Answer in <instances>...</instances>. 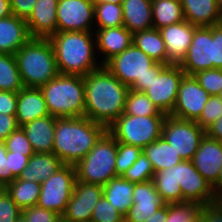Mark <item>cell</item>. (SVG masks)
<instances>
[{
  "mask_svg": "<svg viewBox=\"0 0 222 222\" xmlns=\"http://www.w3.org/2000/svg\"><path fill=\"white\" fill-rule=\"evenodd\" d=\"M23 87L15 56L0 53V90L19 92Z\"/></svg>",
  "mask_w": 222,
  "mask_h": 222,
  "instance_id": "34",
  "label": "cell"
},
{
  "mask_svg": "<svg viewBox=\"0 0 222 222\" xmlns=\"http://www.w3.org/2000/svg\"><path fill=\"white\" fill-rule=\"evenodd\" d=\"M106 130L104 125L85 116L57 118L53 153L64 164L76 165Z\"/></svg>",
  "mask_w": 222,
  "mask_h": 222,
  "instance_id": "3",
  "label": "cell"
},
{
  "mask_svg": "<svg viewBox=\"0 0 222 222\" xmlns=\"http://www.w3.org/2000/svg\"><path fill=\"white\" fill-rule=\"evenodd\" d=\"M59 222H67V221H65V220H63V219L61 218Z\"/></svg>",
  "mask_w": 222,
  "mask_h": 222,
  "instance_id": "63",
  "label": "cell"
},
{
  "mask_svg": "<svg viewBox=\"0 0 222 222\" xmlns=\"http://www.w3.org/2000/svg\"><path fill=\"white\" fill-rule=\"evenodd\" d=\"M12 15L10 0H0V19Z\"/></svg>",
  "mask_w": 222,
  "mask_h": 222,
  "instance_id": "55",
  "label": "cell"
},
{
  "mask_svg": "<svg viewBox=\"0 0 222 222\" xmlns=\"http://www.w3.org/2000/svg\"><path fill=\"white\" fill-rule=\"evenodd\" d=\"M221 114L222 100L218 96H210L196 122L206 130L211 124L217 121Z\"/></svg>",
  "mask_w": 222,
  "mask_h": 222,
  "instance_id": "43",
  "label": "cell"
},
{
  "mask_svg": "<svg viewBox=\"0 0 222 222\" xmlns=\"http://www.w3.org/2000/svg\"><path fill=\"white\" fill-rule=\"evenodd\" d=\"M64 163L53 153H34L28 166L22 170L19 179L42 184L53 175Z\"/></svg>",
  "mask_w": 222,
  "mask_h": 222,
  "instance_id": "27",
  "label": "cell"
},
{
  "mask_svg": "<svg viewBox=\"0 0 222 222\" xmlns=\"http://www.w3.org/2000/svg\"><path fill=\"white\" fill-rule=\"evenodd\" d=\"M22 215L28 222H59L62 218L58 213L43 209L38 205L23 209Z\"/></svg>",
  "mask_w": 222,
  "mask_h": 222,
  "instance_id": "45",
  "label": "cell"
},
{
  "mask_svg": "<svg viewBox=\"0 0 222 222\" xmlns=\"http://www.w3.org/2000/svg\"><path fill=\"white\" fill-rule=\"evenodd\" d=\"M102 196V185L76 180L62 219L67 222H91L92 212Z\"/></svg>",
  "mask_w": 222,
  "mask_h": 222,
  "instance_id": "16",
  "label": "cell"
},
{
  "mask_svg": "<svg viewBox=\"0 0 222 222\" xmlns=\"http://www.w3.org/2000/svg\"><path fill=\"white\" fill-rule=\"evenodd\" d=\"M76 180L75 166L64 164L41 184L37 205L62 216L73 194Z\"/></svg>",
  "mask_w": 222,
  "mask_h": 222,
  "instance_id": "9",
  "label": "cell"
},
{
  "mask_svg": "<svg viewBox=\"0 0 222 222\" xmlns=\"http://www.w3.org/2000/svg\"><path fill=\"white\" fill-rule=\"evenodd\" d=\"M17 222H28L27 219L21 214V216L17 219Z\"/></svg>",
  "mask_w": 222,
  "mask_h": 222,
  "instance_id": "59",
  "label": "cell"
},
{
  "mask_svg": "<svg viewBox=\"0 0 222 222\" xmlns=\"http://www.w3.org/2000/svg\"><path fill=\"white\" fill-rule=\"evenodd\" d=\"M153 28L161 29L185 20L180 2L173 0H152Z\"/></svg>",
  "mask_w": 222,
  "mask_h": 222,
  "instance_id": "32",
  "label": "cell"
},
{
  "mask_svg": "<svg viewBox=\"0 0 222 222\" xmlns=\"http://www.w3.org/2000/svg\"><path fill=\"white\" fill-rule=\"evenodd\" d=\"M124 114L134 116L166 115L161 112L144 92L129 89Z\"/></svg>",
  "mask_w": 222,
  "mask_h": 222,
  "instance_id": "36",
  "label": "cell"
},
{
  "mask_svg": "<svg viewBox=\"0 0 222 222\" xmlns=\"http://www.w3.org/2000/svg\"><path fill=\"white\" fill-rule=\"evenodd\" d=\"M193 76L210 96H217L222 89V69H207Z\"/></svg>",
  "mask_w": 222,
  "mask_h": 222,
  "instance_id": "40",
  "label": "cell"
},
{
  "mask_svg": "<svg viewBox=\"0 0 222 222\" xmlns=\"http://www.w3.org/2000/svg\"><path fill=\"white\" fill-rule=\"evenodd\" d=\"M206 135L212 139L222 141V114L216 122L206 129Z\"/></svg>",
  "mask_w": 222,
  "mask_h": 222,
  "instance_id": "53",
  "label": "cell"
},
{
  "mask_svg": "<svg viewBox=\"0 0 222 222\" xmlns=\"http://www.w3.org/2000/svg\"><path fill=\"white\" fill-rule=\"evenodd\" d=\"M217 96L222 100V89H221V91L218 93Z\"/></svg>",
  "mask_w": 222,
  "mask_h": 222,
  "instance_id": "60",
  "label": "cell"
},
{
  "mask_svg": "<svg viewBox=\"0 0 222 222\" xmlns=\"http://www.w3.org/2000/svg\"><path fill=\"white\" fill-rule=\"evenodd\" d=\"M57 118L58 117L48 115L21 126L35 153L53 152Z\"/></svg>",
  "mask_w": 222,
  "mask_h": 222,
  "instance_id": "25",
  "label": "cell"
},
{
  "mask_svg": "<svg viewBox=\"0 0 222 222\" xmlns=\"http://www.w3.org/2000/svg\"><path fill=\"white\" fill-rule=\"evenodd\" d=\"M217 201L222 205V196L217 198Z\"/></svg>",
  "mask_w": 222,
  "mask_h": 222,
  "instance_id": "61",
  "label": "cell"
},
{
  "mask_svg": "<svg viewBox=\"0 0 222 222\" xmlns=\"http://www.w3.org/2000/svg\"><path fill=\"white\" fill-rule=\"evenodd\" d=\"M4 144L6 150L26 156H32L35 151L33 150L30 141L27 139L25 132L21 127L13 131L5 140Z\"/></svg>",
  "mask_w": 222,
  "mask_h": 222,
  "instance_id": "42",
  "label": "cell"
},
{
  "mask_svg": "<svg viewBox=\"0 0 222 222\" xmlns=\"http://www.w3.org/2000/svg\"><path fill=\"white\" fill-rule=\"evenodd\" d=\"M14 179L11 169H9V151L6 150L4 142H0V187L4 188Z\"/></svg>",
  "mask_w": 222,
  "mask_h": 222,
  "instance_id": "46",
  "label": "cell"
},
{
  "mask_svg": "<svg viewBox=\"0 0 222 222\" xmlns=\"http://www.w3.org/2000/svg\"><path fill=\"white\" fill-rule=\"evenodd\" d=\"M31 156L9 152V169L12 175L18 178L23 169L28 166V161Z\"/></svg>",
  "mask_w": 222,
  "mask_h": 222,
  "instance_id": "51",
  "label": "cell"
},
{
  "mask_svg": "<svg viewBox=\"0 0 222 222\" xmlns=\"http://www.w3.org/2000/svg\"><path fill=\"white\" fill-rule=\"evenodd\" d=\"M167 220V204L158 209L145 222H166Z\"/></svg>",
  "mask_w": 222,
  "mask_h": 222,
  "instance_id": "54",
  "label": "cell"
},
{
  "mask_svg": "<svg viewBox=\"0 0 222 222\" xmlns=\"http://www.w3.org/2000/svg\"><path fill=\"white\" fill-rule=\"evenodd\" d=\"M94 4L92 0H59L57 32H94Z\"/></svg>",
  "mask_w": 222,
  "mask_h": 222,
  "instance_id": "12",
  "label": "cell"
},
{
  "mask_svg": "<svg viewBox=\"0 0 222 222\" xmlns=\"http://www.w3.org/2000/svg\"><path fill=\"white\" fill-rule=\"evenodd\" d=\"M129 87L104 65L84 76V116L108 128L124 113Z\"/></svg>",
  "mask_w": 222,
  "mask_h": 222,
  "instance_id": "1",
  "label": "cell"
},
{
  "mask_svg": "<svg viewBox=\"0 0 222 222\" xmlns=\"http://www.w3.org/2000/svg\"><path fill=\"white\" fill-rule=\"evenodd\" d=\"M133 44L155 62L169 65L166 46L158 29L150 28L134 33Z\"/></svg>",
  "mask_w": 222,
  "mask_h": 222,
  "instance_id": "29",
  "label": "cell"
},
{
  "mask_svg": "<svg viewBox=\"0 0 222 222\" xmlns=\"http://www.w3.org/2000/svg\"><path fill=\"white\" fill-rule=\"evenodd\" d=\"M213 68L222 69V22L213 25Z\"/></svg>",
  "mask_w": 222,
  "mask_h": 222,
  "instance_id": "47",
  "label": "cell"
},
{
  "mask_svg": "<svg viewBox=\"0 0 222 222\" xmlns=\"http://www.w3.org/2000/svg\"><path fill=\"white\" fill-rule=\"evenodd\" d=\"M18 92L0 90V113L16 115Z\"/></svg>",
  "mask_w": 222,
  "mask_h": 222,
  "instance_id": "48",
  "label": "cell"
},
{
  "mask_svg": "<svg viewBox=\"0 0 222 222\" xmlns=\"http://www.w3.org/2000/svg\"><path fill=\"white\" fill-rule=\"evenodd\" d=\"M94 3L110 2L114 4H122L123 0H92Z\"/></svg>",
  "mask_w": 222,
  "mask_h": 222,
  "instance_id": "57",
  "label": "cell"
},
{
  "mask_svg": "<svg viewBox=\"0 0 222 222\" xmlns=\"http://www.w3.org/2000/svg\"><path fill=\"white\" fill-rule=\"evenodd\" d=\"M91 222H125V217L102 196L92 212Z\"/></svg>",
  "mask_w": 222,
  "mask_h": 222,
  "instance_id": "41",
  "label": "cell"
},
{
  "mask_svg": "<svg viewBox=\"0 0 222 222\" xmlns=\"http://www.w3.org/2000/svg\"><path fill=\"white\" fill-rule=\"evenodd\" d=\"M166 116H134L123 113L107 130L117 142L138 146L143 149L162 137V128Z\"/></svg>",
  "mask_w": 222,
  "mask_h": 222,
  "instance_id": "8",
  "label": "cell"
},
{
  "mask_svg": "<svg viewBox=\"0 0 222 222\" xmlns=\"http://www.w3.org/2000/svg\"><path fill=\"white\" fill-rule=\"evenodd\" d=\"M117 141L106 130L75 166L77 181L105 185L116 173Z\"/></svg>",
  "mask_w": 222,
  "mask_h": 222,
  "instance_id": "7",
  "label": "cell"
},
{
  "mask_svg": "<svg viewBox=\"0 0 222 222\" xmlns=\"http://www.w3.org/2000/svg\"><path fill=\"white\" fill-rule=\"evenodd\" d=\"M132 197L133 205L124 216L125 222H145L166 204L157 192L152 180L143 183H134Z\"/></svg>",
  "mask_w": 222,
  "mask_h": 222,
  "instance_id": "17",
  "label": "cell"
},
{
  "mask_svg": "<svg viewBox=\"0 0 222 222\" xmlns=\"http://www.w3.org/2000/svg\"><path fill=\"white\" fill-rule=\"evenodd\" d=\"M217 2L222 7V0H217Z\"/></svg>",
  "mask_w": 222,
  "mask_h": 222,
  "instance_id": "62",
  "label": "cell"
},
{
  "mask_svg": "<svg viewBox=\"0 0 222 222\" xmlns=\"http://www.w3.org/2000/svg\"><path fill=\"white\" fill-rule=\"evenodd\" d=\"M175 177L183 194V202L209 204L217 201L212 185L196 170L192 160H183L176 164Z\"/></svg>",
  "mask_w": 222,
  "mask_h": 222,
  "instance_id": "13",
  "label": "cell"
},
{
  "mask_svg": "<svg viewBox=\"0 0 222 222\" xmlns=\"http://www.w3.org/2000/svg\"><path fill=\"white\" fill-rule=\"evenodd\" d=\"M206 130L196 121L167 115L162 128V137L171 145L182 160H192Z\"/></svg>",
  "mask_w": 222,
  "mask_h": 222,
  "instance_id": "10",
  "label": "cell"
},
{
  "mask_svg": "<svg viewBox=\"0 0 222 222\" xmlns=\"http://www.w3.org/2000/svg\"><path fill=\"white\" fill-rule=\"evenodd\" d=\"M152 181L157 192L166 204L183 202L180 185L176 182L175 166L168 170L155 172Z\"/></svg>",
  "mask_w": 222,
  "mask_h": 222,
  "instance_id": "33",
  "label": "cell"
},
{
  "mask_svg": "<svg viewBox=\"0 0 222 222\" xmlns=\"http://www.w3.org/2000/svg\"><path fill=\"white\" fill-rule=\"evenodd\" d=\"M173 1L180 2V3L182 2V0H173Z\"/></svg>",
  "mask_w": 222,
  "mask_h": 222,
  "instance_id": "64",
  "label": "cell"
},
{
  "mask_svg": "<svg viewBox=\"0 0 222 222\" xmlns=\"http://www.w3.org/2000/svg\"><path fill=\"white\" fill-rule=\"evenodd\" d=\"M185 20L198 27L222 22V7L217 0H182Z\"/></svg>",
  "mask_w": 222,
  "mask_h": 222,
  "instance_id": "24",
  "label": "cell"
},
{
  "mask_svg": "<svg viewBox=\"0 0 222 222\" xmlns=\"http://www.w3.org/2000/svg\"><path fill=\"white\" fill-rule=\"evenodd\" d=\"M94 22L95 30L123 26L122 5L110 2L95 3Z\"/></svg>",
  "mask_w": 222,
  "mask_h": 222,
  "instance_id": "35",
  "label": "cell"
},
{
  "mask_svg": "<svg viewBox=\"0 0 222 222\" xmlns=\"http://www.w3.org/2000/svg\"><path fill=\"white\" fill-rule=\"evenodd\" d=\"M210 95L199 85L194 76L184 75L178 89L174 109L170 115L176 118L196 121Z\"/></svg>",
  "mask_w": 222,
  "mask_h": 222,
  "instance_id": "14",
  "label": "cell"
},
{
  "mask_svg": "<svg viewBox=\"0 0 222 222\" xmlns=\"http://www.w3.org/2000/svg\"><path fill=\"white\" fill-rule=\"evenodd\" d=\"M50 115L40 88L23 87L18 92L16 119L19 127Z\"/></svg>",
  "mask_w": 222,
  "mask_h": 222,
  "instance_id": "22",
  "label": "cell"
},
{
  "mask_svg": "<svg viewBox=\"0 0 222 222\" xmlns=\"http://www.w3.org/2000/svg\"><path fill=\"white\" fill-rule=\"evenodd\" d=\"M40 89L50 115L84 117V76L58 74Z\"/></svg>",
  "mask_w": 222,
  "mask_h": 222,
  "instance_id": "5",
  "label": "cell"
},
{
  "mask_svg": "<svg viewBox=\"0 0 222 222\" xmlns=\"http://www.w3.org/2000/svg\"><path fill=\"white\" fill-rule=\"evenodd\" d=\"M192 222H205L203 214L200 212L193 220Z\"/></svg>",
  "mask_w": 222,
  "mask_h": 222,
  "instance_id": "58",
  "label": "cell"
},
{
  "mask_svg": "<svg viewBox=\"0 0 222 222\" xmlns=\"http://www.w3.org/2000/svg\"><path fill=\"white\" fill-rule=\"evenodd\" d=\"M30 39L25 19L13 14L0 19V53L15 55Z\"/></svg>",
  "mask_w": 222,
  "mask_h": 222,
  "instance_id": "23",
  "label": "cell"
},
{
  "mask_svg": "<svg viewBox=\"0 0 222 222\" xmlns=\"http://www.w3.org/2000/svg\"><path fill=\"white\" fill-rule=\"evenodd\" d=\"M11 199L20 209L37 205L40 197L41 184L15 178L4 187Z\"/></svg>",
  "mask_w": 222,
  "mask_h": 222,
  "instance_id": "31",
  "label": "cell"
},
{
  "mask_svg": "<svg viewBox=\"0 0 222 222\" xmlns=\"http://www.w3.org/2000/svg\"><path fill=\"white\" fill-rule=\"evenodd\" d=\"M214 194L217 198L222 196V168L220 169V173L217 181L212 185Z\"/></svg>",
  "mask_w": 222,
  "mask_h": 222,
  "instance_id": "56",
  "label": "cell"
},
{
  "mask_svg": "<svg viewBox=\"0 0 222 222\" xmlns=\"http://www.w3.org/2000/svg\"><path fill=\"white\" fill-rule=\"evenodd\" d=\"M142 153V148L117 142L116 173L117 176L123 174L134 164L138 156Z\"/></svg>",
  "mask_w": 222,
  "mask_h": 222,
  "instance_id": "39",
  "label": "cell"
},
{
  "mask_svg": "<svg viewBox=\"0 0 222 222\" xmlns=\"http://www.w3.org/2000/svg\"><path fill=\"white\" fill-rule=\"evenodd\" d=\"M154 173L151 162L142 152L122 177L132 183H143L152 180Z\"/></svg>",
  "mask_w": 222,
  "mask_h": 222,
  "instance_id": "38",
  "label": "cell"
},
{
  "mask_svg": "<svg viewBox=\"0 0 222 222\" xmlns=\"http://www.w3.org/2000/svg\"><path fill=\"white\" fill-rule=\"evenodd\" d=\"M14 56L24 87L40 88L59 74L48 38H31Z\"/></svg>",
  "mask_w": 222,
  "mask_h": 222,
  "instance_id": "4",
  "label": "cell"
},
{
  "mask_svg": "<svg viewBox=\"0 0 222 222\" xmlns=\"http://www.w3.org/2000/svg\"><path fill=\"white\" fill-rule=\"evenodd\" d=\"M192 162L202 177L213 185L222 168V141L205 135L192 158Z\"/></svg>",
  "mask_w": 222,
  "mask_h": 222,
  "instance_id": "19",
  "label": "cell"
},
{
  "mask_svg": "<svg viewBox=\"0 0 222 222\" xmlns=\"http://www.w3.org/2000/svg\"><path fill=\"white\" fill-rule=\"evenodd\" d=\"M37 0H10L12 14L27 20L34 10Z\"/></svg>",
  "mask_w": 222,
  "mask_h": 222,
  "instance_id": "49",
  "label": "cell"
},
{
  "mask_svg": "<svg viewBox=\"0 0 222 222\" xmlns=\"http://www.w3.org/2000/svg\"><path fill=\"white\" fill-rule=\"evenodd\" d=\"M201 213L205 222H222V205L218 201L202 204Z\"/></svg>",
  "mask_w": 222,
  "mask_h": 222,
  "instance_id": "52",
  "label": "cell"
},
{
  "mask_svg": "<svg viewBox=\"0 0 222 222\" xmlns=\"http://www.w3.org/2000/svg\"><path fill=\"white\" fill-rule=\"evenodd\" d=\"M94 34L97 56L99 60L102 58V65L133 44V33L124 26L96 29Z\"/></svg>",
  "mask_w": 222,
  "mask_h": 222,
  "instance_id": "20",
  "label": "cell"
},
{
  "mask_svg": "<svg viewBox=\"0 0 222 222\" xmlns=\"http://www.w3.org/2000/svg\"><path fill=\"white\" fill-rule=\"evenodd\" d=\"M134 183L118 176L103 185V196L124 216L133 205Z\"/></svg>",
  "mask_w": 222,
  "mask_h": 222,
  "instance_id": "28",
  "label": "cell"
},
{
  "mask_svg": "<svg viewBox=\"0 0 222 222\" xmlns=\"http://www.w3.org/2000/svg\"><path fill=\"white\" fill-rule=\"evenodd\" d=\"M123 26L133 34L153 28L152 0H123Z\"/></svg>",
  "mask_w": 222,
  "mask_h": 222,
  "instance_id": "26",
  "label": "cell"
},
{
  "mask_svg": "<svg viewBox=\"0 0 222 222\" xmlns=\"http://www.w3.org/2000/svg\"><path fill=\"white\" fill-rule=\"evenodd\" d=\"M200 202L185 201L178 203H167L166 222H192L201 212Z\"/></svg>",
  "mask_w": 222,
  "mask_h": 222,
  "instance_id": "37",
  "label": "cell"
},
{
  "mask_svg": "<svg viewBox=\"0 0 222 222\" xmlns=\"http://www.w3.org/2000/svg\"><path fill=\"white\" fill-rule=\"evenodd\" d=\"M142 152L151 162L154 172L168 170L183 161L163 137L144 147Z\"/></svg>",
  "mask_w": 222,
  "mask_h": 222,
  "instance_id": "30",
  "label": "cell"
},
{
  "mask_svg": "<svg viewBox=\"0 0 222 222\" xmlns=\"http://www.w3.org/2000/svg\"><path fill=\"white\" fill-rule=\"evenodd\" d=\"M184 75L180 65H166L159 74H153V80L144 93L161 112L170 115Z\"/></svg>",
  "mask_w": 222,
  "mask_h": 222,
  "instance_id": "11",
  "label": "cell"
},
{
  "mask_svg": "<svg viewBox=\"0 0 222 222\" xmlns=\"http://www.w3.org/2000/svg\"><path fill=\"white\" fill-rule=\"evenodd\" d=\"M59 74L86 76L102 66L94 32H56L50 36Z\"/></svg>",
  "mask_w": 222,
  "mask_h": 222,
  "instance_id": "2",
  "label": "cell"
},
{
  "mask_svg": "<svg viewBox=\"0 0 222 222\" xmlns=\"http://www.w3.org/2000/svg\"><path fill=\"white\" fill-rule=\"evenodd\" d=\"M22 209L11 199L4 188H0V222H17Z\"/></svg>",
  "mask_w": 222,
  "mask_h": 222,
  "instance_id": "44",
  "label": "cell"
},
{
  "mask_svg": "<svg viewBox=\"0 0 222 222\" xmlns=\"http://www.w3.org/2000/svg\"><path fill=\"white\" fill-rule=\"evenodd\" d=\"M185 75L213 68V26L197 27L185 59L180 64Z\"/></svg>",
  "mask_w": 222,
  "mask_h": 222,
  "instance_id": "15",
  "label": "cell"
},
{
  "mask_svg": "<svg viewBox=\"0 0 222 222\" xmlns=\"http://www.w3.org/2000/svg\"><path fill=\"white\" fill-rule=\"evenodd\" d=\"M197 27L184 20L159 29L166 46L169 65H180L185 59Z\"/></svg>",
  "mask_w": 222,
  "mask_h": 222,
  "instance_id": "18",
  "label": "cell"
},
{
  "mask_svg": "<svg viewBox=\"0 0 222 222\" xmlns=\"http://www.w3.org/2000/svg\"><path fill=\"white\" fill-rule=\"evenodd\" d=\"M18 128L19 125L16 115L0 113V142H4V140Z\"/></svg>",
  "mask_w": 222,
  "mask_h": 222,
  "instance_id": "50",
  "label": "cell"
},
{
  "mask_svg": "<svg viewBox=\"0 0 222 222\" xmlns=\"http://www.w3.org/2000/svg\"><path fill=\"white\" fill-rule=\"evenodd\" d=\"M104 66L129 89L145 92L153 80V74H159L166 65L155 62L132 44Z\"/></svg>",
  "mask_w": 222,
  "mask_h": 222,
  "instance_id": "6",
  "label": "cell"
},
{
  "mask_svg": "<svg viewBox=\"0 0 222 222\" xmlns=\"http://www.w3.org/2000/svg\"><path fill=\"white\" fill-rule=\"evenodd\" d=\"M59 0H37L26 20L31 38H49L57 32V6Z\"/></svg>",
  "mask_w": 222,
  "mask_h": 222,
  "instance_id": "21",
  "label": "cell"
}]
</instances>
